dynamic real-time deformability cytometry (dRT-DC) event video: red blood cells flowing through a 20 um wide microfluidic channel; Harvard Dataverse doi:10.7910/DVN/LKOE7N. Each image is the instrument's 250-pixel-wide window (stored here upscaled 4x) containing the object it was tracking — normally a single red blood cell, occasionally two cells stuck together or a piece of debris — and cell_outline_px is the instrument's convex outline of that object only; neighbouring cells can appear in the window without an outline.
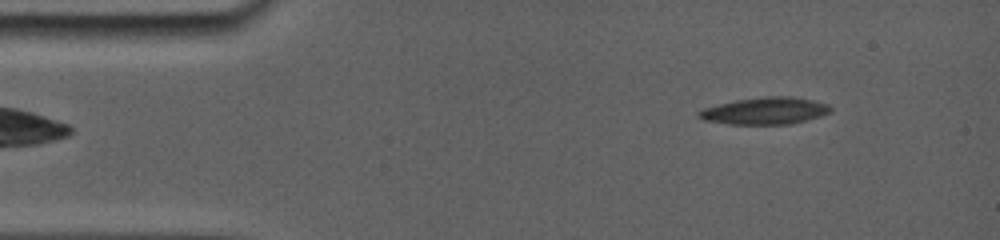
{"species": "common noctule bat (a hibernating species)", "species_latin": "Nyctalus noctula", "temperature_condition": "room temperature", "stored_images_in_passage": 25, "camera_frame_rate_fps": 5000, "um_per_image_px": 0.085, "animal": {"sex": "female", "body_mass_g": 19.0, "forearm_length_mm": 56.7}, "frame": {"image": 1, "passage_image": 3, "time_ms": 1.4, "image_size_px": [1000, 240], "cell_outline_px": [[832, 108], [828, 112], [804, 120], [788, 124], [732, 124], [704, 120], [700, 116], [700, 112], [704, 108], [736, 100], [768, 96], [788, 96], [828, 104]], "centroid_in_image_um": [65.01, 9.42], "position_along_channel_um": 20.0, "area_um2": 19.94}}
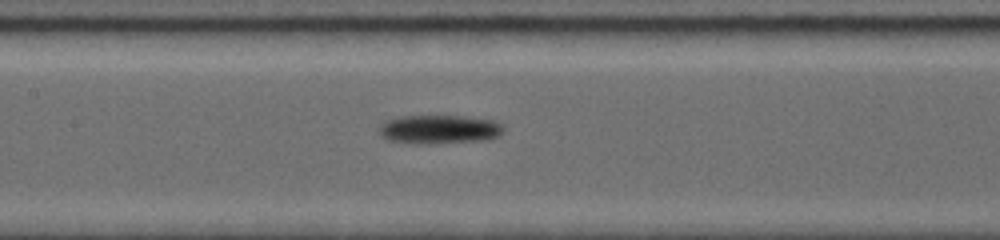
{"frame": {"image": 2, "passage_image": 12, "time_ms": 7.4, "image_size_px": [1000, 240], "cell_outline_px": [[500, 132], [496, 136], [472, 140], [392, 140], [384, 136], [380, 128], [388, 120], [400, 116], [464, 116], [488, 120], [500, 124]], "centroid_in_image_um": [37.33, 10.91], "position_along_channel_um": 170.1, "area_um2": 18.44}}
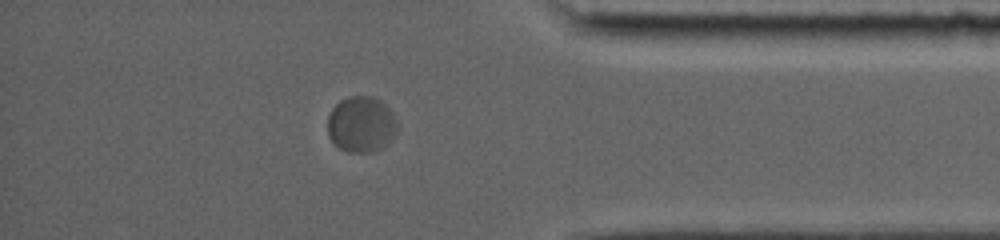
{"frame": {"image": 3, "passage_image": 22, "time_ms": 14.0, "image_size_px": [1000, 240], "cell_outline_px": [[396, 136], [380, 148], [368, 152], [348, 152], [332, 144], [328, 136], [328, 116], [332, 108], [340, 100], [348, 96], [372, 96], [380, 100], [392, 112], [396, 120]], "centroid_in_image_um": [30.68, 10.56], "position_along_channel_um": 404.5, "area_um2": 22.77}}